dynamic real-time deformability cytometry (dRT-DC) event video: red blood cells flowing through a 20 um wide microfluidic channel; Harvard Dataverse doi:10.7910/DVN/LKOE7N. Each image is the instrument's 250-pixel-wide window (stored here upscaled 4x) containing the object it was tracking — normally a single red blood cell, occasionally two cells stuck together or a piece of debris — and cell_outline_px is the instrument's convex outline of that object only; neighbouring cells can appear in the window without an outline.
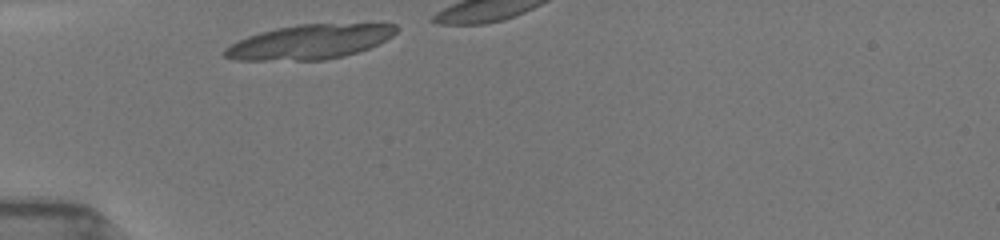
{"species": "common noctule bat (a hibernating species)", "species_latin": "Nyctalus noctula", "temperature_condition": "room temperature", "stored_images_in_passage": 8, "camera_frame_rate_fps": 3000, "um_per_image_px": 0.085, "animal": {"sex": "female", "body_mass_g": 19.5, "forearm_length_mm": 54.1}, "frame": {"image": 1, "passage_image": 1, "time_ms": 0.0, "image_size_px": [1000, 240], "cell_outline_px": [[396, 32], [392, 36], [368, 48], [344, 56], [324, 60], [236, 60], [224, 56], [224, 48], [248, 36], [260, 32], [276, 28], [296, 24], [396, 24]], "centroid_in_image_um": [26.29, 3.56], "position_along_channel_um": 58.7, "area_um2": 34.04}}
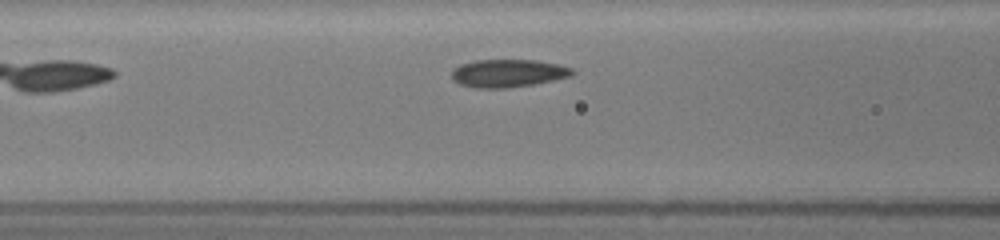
{"frame": {"image": 2, "passage_image": 8, "time_ms": 3.0, "image_size_px": [1000, 240], "cell_outline_px": [[576, 72], [572, 76], [532, 84], [508, 88], [476, 88], [460, 84], [452, 80], [452, 68], [460, 64], [476, 60], [536, 60], [556, 64], [572, 68]], "centroid_in_image_um": [43.16, 6.22], "position_along_channel_um": 123.4, "area_um2": 19.59}}